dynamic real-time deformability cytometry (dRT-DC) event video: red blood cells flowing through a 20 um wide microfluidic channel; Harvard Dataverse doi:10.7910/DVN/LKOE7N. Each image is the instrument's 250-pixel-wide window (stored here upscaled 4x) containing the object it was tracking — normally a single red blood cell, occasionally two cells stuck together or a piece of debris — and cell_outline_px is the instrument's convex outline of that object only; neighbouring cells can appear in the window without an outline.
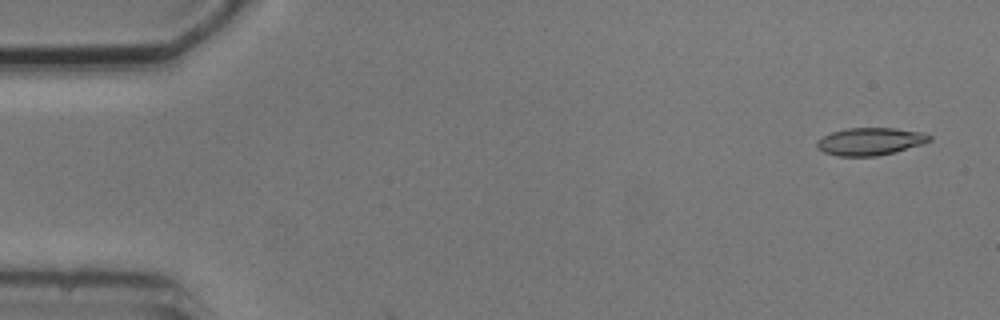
{"species": "common noctule bat (a hibernating species)", "species_latin": "Nyctalus noctula", "temperature_condition": "cold", "stored_images_in_passage": 2, "camera_frame_rate_fps": 3000, "um_per_image_px": 0.085, "animal": {"sex": "male", "body_mass_g": 20.5, "forearm_length_mm": 52.5}, "frame": {"image": 1, "passage_image": 1, "time_ms": 0.0, "image_size_px": [1000, 320], "cell_outline_px": [[932, 140], [924, 144], [896, 152], [876, 156], [840, 156], [824, 152], [816, 148], [816, 140], [832, 132], [848, 128], [896, 128], [920, 132], [932, 136]], "centroid_in_image_um": [73.98, 12.02], "position_along_channel_um": 11.0, "area_um2": 18.15}}